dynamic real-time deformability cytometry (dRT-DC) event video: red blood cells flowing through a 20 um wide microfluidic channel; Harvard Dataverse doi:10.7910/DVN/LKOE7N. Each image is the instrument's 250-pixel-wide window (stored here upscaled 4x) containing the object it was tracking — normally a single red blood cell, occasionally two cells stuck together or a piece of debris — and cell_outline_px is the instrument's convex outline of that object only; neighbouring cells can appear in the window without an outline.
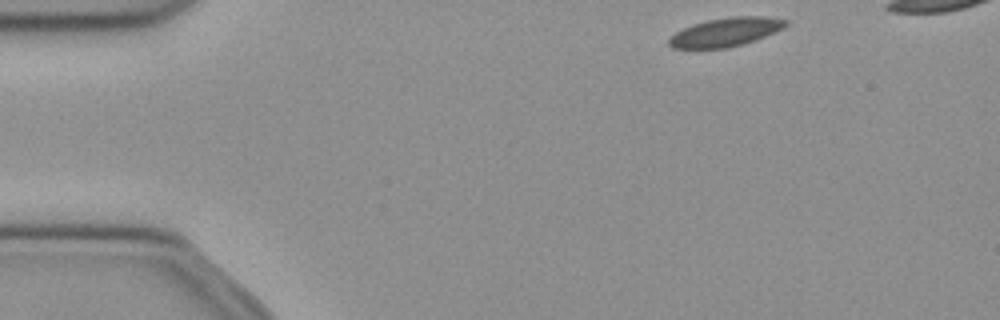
{"species": "common noctule bat (a hibernating species)", "species_latin": "Nyctalus noctula", "temperature_condition": "cold", "stored_images_in_passage": 41, "camera_frame_rate_fps": 3000, "um_per_image_px": 0.085, "animal": {"sex": "female", "body_mass_g": 21.9}, "frame": {"image": 1, "passage_image": 1, "time_ms": 0.0, "image_size_px": [1000, 320], "cell_outline_px": [[788, 24], [784, 28], [756, 40], [744, 44], [728, 48], [672, 48], [668, 44], [668, 40], [676, 32], [692, 24], [708, 20], [732, 16], [764, 16], [788, 20]], "centroid_in_image_um": [61.71, 2.72], "position_along_channel_um": 23.3, "area_um2": 19.54}}
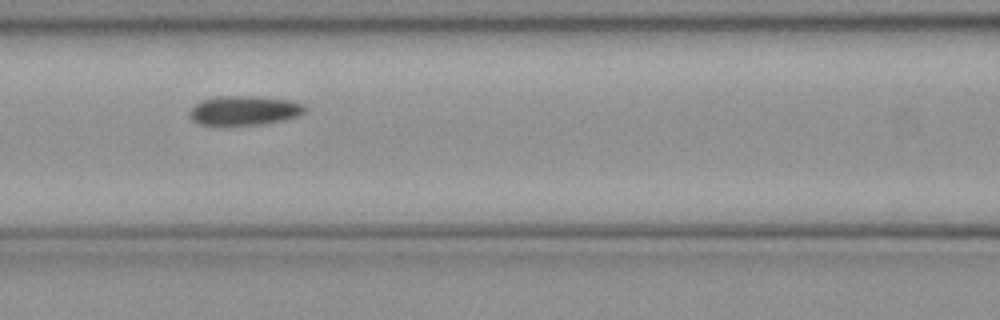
{"frame": {"image": 2, "passage_image": 16, "time_ms": 5.0, "image_size_px": [1000, 320], "cell_outline_px": [[304, 112], [300, 116], [260, 124], [200, 124], [192, 120], [188, 116], [188, 112], [196, 104], [204, 100], [216, 96], [252, 96], [288, 100], [304, 104]], "centroid_in_image_um": [20.74, 9.38], "position_along_channel_um": 145.9, "area_um2": 19.31}}
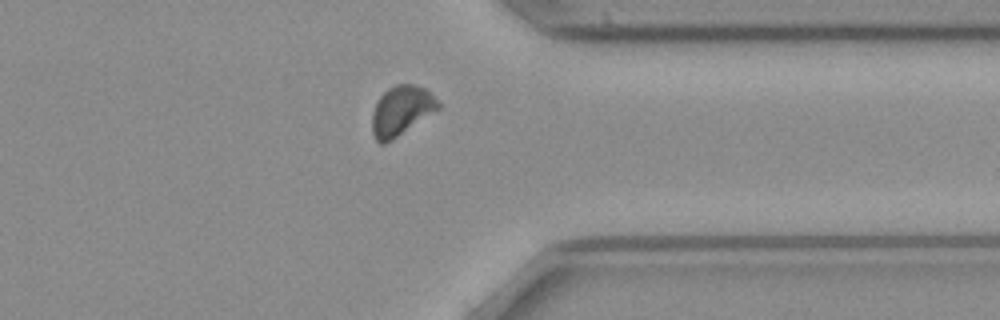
{"frame": {"image": 3, "passage_image": 34, "time_ms": 11.0, "image_size_px": [1000, 320], "cell_outline_px": [[440, 108], [384, 144], [380, 144], [376, 140], [372, 132], [372, 112], [380, 96], [388, 88], [396, 84], [412, 84], [424, 88], [440, 104]], "centroid_in_image_um": [34.07, 9.4], "position_along_channel_um": 377.3, "area_um2": 18.61}}